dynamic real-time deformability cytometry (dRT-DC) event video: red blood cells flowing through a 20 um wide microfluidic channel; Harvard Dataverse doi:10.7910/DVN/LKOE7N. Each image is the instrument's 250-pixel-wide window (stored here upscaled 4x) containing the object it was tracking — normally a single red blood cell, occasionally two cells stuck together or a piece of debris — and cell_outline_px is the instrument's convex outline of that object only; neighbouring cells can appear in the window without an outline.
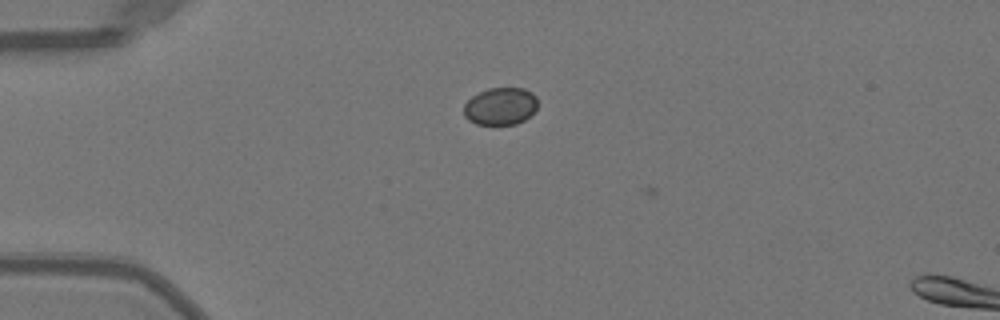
{"species": "Egyptian fruit bat (a non-hibernating species)", "species_latin": "Rousettus aegyptiacus", "temperature_condition": "warm", "stored_images_in_passage": 15, "camera_frame_rate_fps": 3000, "um_per_image_px": 0.085, "animal": {"sex": "female"}, "frame": {"image": 1, "passage_image": 14, "time_ms": 4.333, "image_size_px": [1000, 320], "cell_outline_px": [[536, 108], [524, 120], [516, 124], [476, 124], [468, 120], [464, 116], [464, 104], [472, 96], [488, 88], [524, 88], [532, 92], [536, 96]], "centroid_in_image_um": [42.52, 9.02], "position_along_channel_um": 42.5, "area_um2": 16.01}}